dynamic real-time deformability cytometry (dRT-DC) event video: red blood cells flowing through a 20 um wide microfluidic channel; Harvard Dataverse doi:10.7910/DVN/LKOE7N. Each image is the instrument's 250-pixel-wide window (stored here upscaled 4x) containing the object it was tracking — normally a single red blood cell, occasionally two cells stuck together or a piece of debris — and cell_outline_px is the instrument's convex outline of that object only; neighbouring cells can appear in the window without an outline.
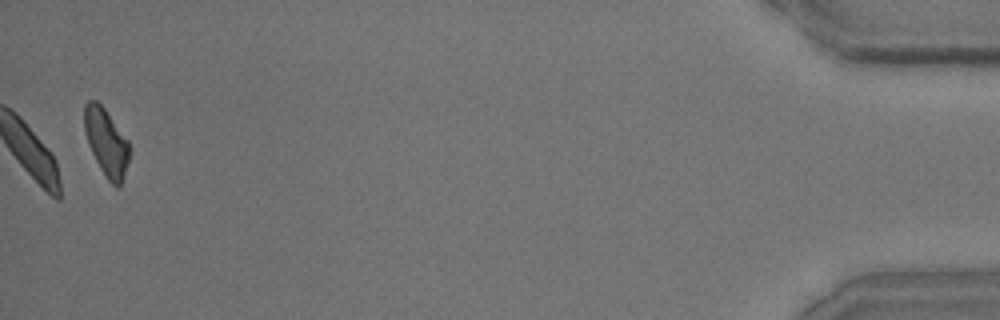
{"species": "common noctule bat (a hibernating species)", "species_latin": "Nyctalus noctula", "temperature_condition": "room temperature", "stored_images_in_passage": 46, "camera_frame_rate_fps": 3000, "um_per_image_px": 0.085, "animal": {"sex": "male", "body_mass_g": 15.6}, "frame": {"image": 1, "passage_image": 46, "time_ms": 15.0, "image_size_px": [1000, 320], "cell_outline_px": [[128, 160], [124, 176], [120, 184], [116, 188], [108, 180], [100, 168], [88, 144], [84, 132], [84, 104], [88, 100], [96, 100], [104, 108], [128, 140]], "centroid_in_image_um": [9.0, 12.07], "position_along_channel_um": 426.2, "area_um2": 17.4}, "authors_computed_cell_mechanics": {"area_um2": 20.3167, "velocity_mm_per_s": 3.9404, "shape_relaxation_time_tau1_ms": 3.3475, "shape_relaxation_time_tau2_ms": 2.112, "deformation_change_tau1": 0.1055, "deformation_change_tau2": 0.0608}}